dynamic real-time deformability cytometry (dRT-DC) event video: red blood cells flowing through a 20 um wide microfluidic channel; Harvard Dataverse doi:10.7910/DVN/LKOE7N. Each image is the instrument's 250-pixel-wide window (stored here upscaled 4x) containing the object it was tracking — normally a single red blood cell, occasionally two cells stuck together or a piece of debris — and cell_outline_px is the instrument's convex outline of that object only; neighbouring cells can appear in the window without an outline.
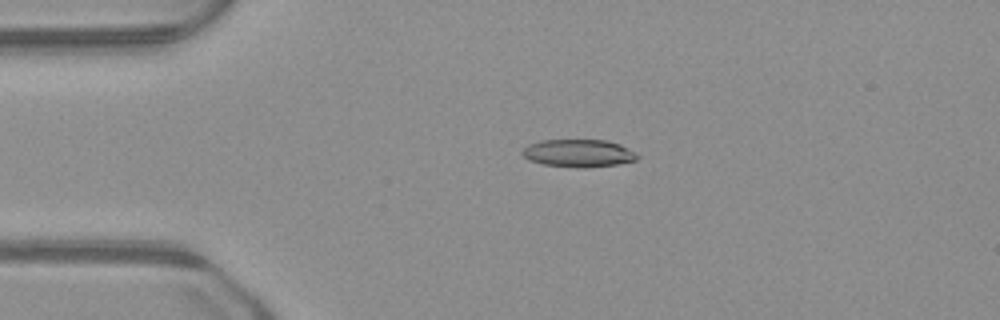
{"species": "common noctule bat (a hibernating species)", "species_latin": "Nyctalus noctula", "temperature_condition": "warm", "stored_images_in_passage": 40, "camera_frame_rate_fps": 3000, "um_per_image_px": 0.085, "animal": {"sex": "male", "body_mass_g": 23.1, "forearm_length_mm": 52.7}, "frame": {"image": 1, "passage_image": 11, "time_ms": 3.333, "image_size_px": [1000, 320], "cell_outline_px": [[640, 156], [636, 160], [616, 164], [588, 168], [576, 168], [544, 164], [528, 160], [520, 152], [528, 144], [540, 140], [604, 140], [620, 144], [636, 152]], "centroid_in_image_um": [49.17, 13.02], "position_along_channel_um": 35.8, "area_um2": 18.67}}
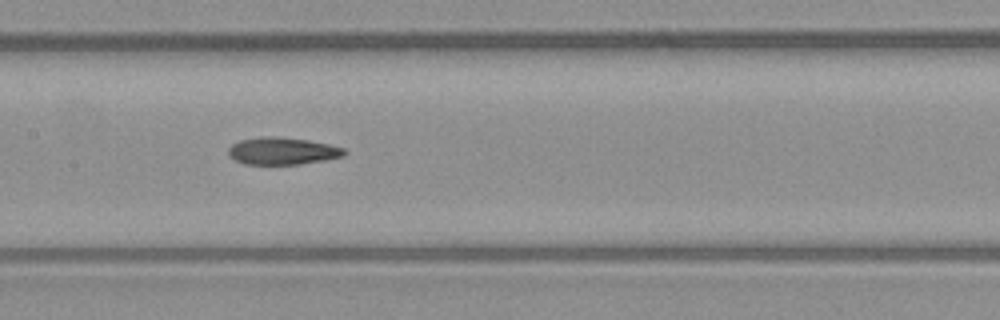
{"frame": {"image": 2, "passage_image": 24, "time_ms": 7.667, "image_size_px": [1000, 320], "cell_outline_px": [[348, 152], [344, 156], [324, 160], [300, 164], [244, 164], [228, 156], [228, 148], [232, 144], [240, 140], [260, 136], [280, 136], [308, 140], [328, 144], [344, 148]], "centroid_in_image_um": [23.99, 12.82], "position_along_channel_um": 183.4, "area_um2": 18.55}}
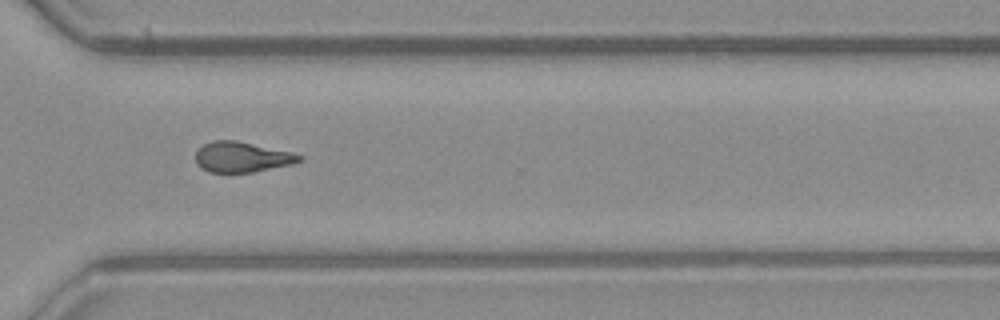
{"frame": {"image": 3, "passage_image": 36, "time_ms": 11.667, "image_size_px": [1000, 320], "cell_outline_px": [[304, 160], [296, 164], [252, 172], [208, 172], [200, 168], [196, 164], [196, 152], [204, 144], [212, 140], [236, 140], [292, 152], [304, 156]], "centroid_in_image_um": [20.61, 13.35], "position_along_channel_um": 350.0, "area_um2": 18.61}}